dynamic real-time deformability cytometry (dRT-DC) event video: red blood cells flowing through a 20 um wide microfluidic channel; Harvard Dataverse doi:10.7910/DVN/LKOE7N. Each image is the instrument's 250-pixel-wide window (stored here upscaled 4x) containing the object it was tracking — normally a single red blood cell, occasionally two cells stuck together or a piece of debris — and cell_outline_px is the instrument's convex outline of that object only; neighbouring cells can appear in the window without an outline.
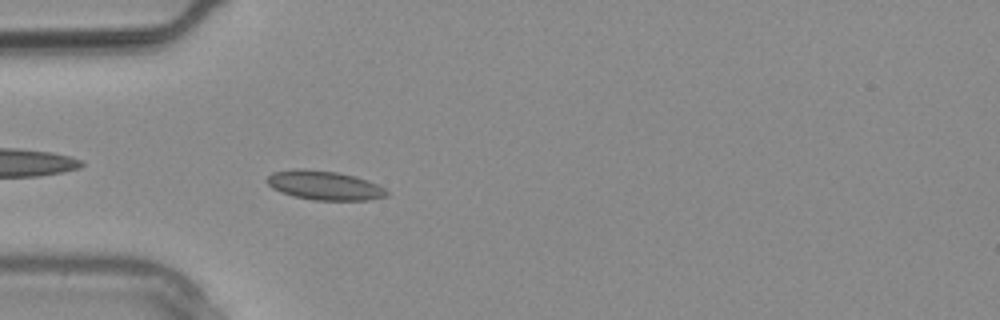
{"species": "common noctule bat (a hibernating species)", "species_latin": "Nyctalus noctula", "temperature_condition": "warm", "stored_images_in_passage": 4, "camera_frame_rate_fps": 3000, "um_per_image_px": 0.085, "animal": {"sex": "male", "body_mass_g": 20.4}, "frame": {"image": 1, "passage_image": 2, "time_ms": 0.333, "image_size_px": [1000, 320], "cell_outline_px": [[388, 196], [368, 200], [316, 200], [296, 196], [272, 188], [264, 180], [272, 172], [296, 168], [300, 168], [336, 172], [356, 176], [368, 180], [384, 188], [388, 192]], "centroid_in_image_um": [27.58, 15.74], "position_along_channel_um": 57.4, "area_um2": 20.23}}
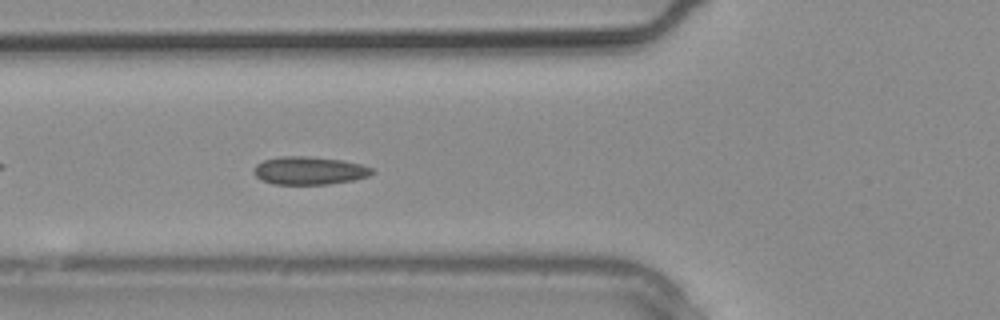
{"frame": {"image": 2, "passage_image": 4, "time_ms": 1.0, "image_size_px": [1000, 320], "cell_outline_px": [[376, 172], [368, 176], [352, 180], [328, 184], [272, 184], [256, 176], [252, 172], [256, 164], [264, 160], [280, 156], [308, 156], [340, 160], [360, 164], [372, 168]], "centroid_in_image_um": [26.27, 14.5], "position_along_channel_um": 99.5, "area_um2": 19.19}}